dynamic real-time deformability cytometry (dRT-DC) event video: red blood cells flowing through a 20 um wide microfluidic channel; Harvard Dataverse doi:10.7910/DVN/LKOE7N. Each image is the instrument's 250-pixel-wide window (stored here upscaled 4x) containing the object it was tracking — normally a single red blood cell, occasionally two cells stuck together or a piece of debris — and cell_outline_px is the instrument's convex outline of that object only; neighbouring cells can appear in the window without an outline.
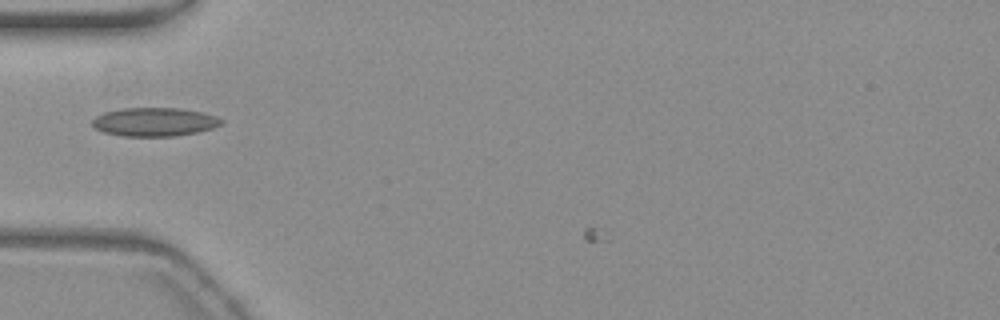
{"species": "common noctule bat (a hibernating species)", "species_latin": "Nyctalus noctula", "temperature_condition": "warm", "stored_images_in_passage": 13, "camera_frame_rate_fps": 3000, "um_per_image_px": 0.085, "animal": {"sex": "female", "body_mass_g": 19.3, "forearm_length_mm": 54.1}, "frame": {"image": 1, "passage_image": 10, "time_ms": 3.0, "image_size_px": [1000, 320], "cell_outline_px": [[224, 124], [212, 128], [196, 132], [176, 136], [120, 136], [104, 132], [96, 128], [92, 124], [92, 120], [96, 116], [104, 112], [120, 108], [180, 108], [204, 112], [216, 116], [224, 120]], "centroid_in_image_um": [13.15, 10.36], "position_along_channel_um": 71.8, "area_um2": 21.68}}